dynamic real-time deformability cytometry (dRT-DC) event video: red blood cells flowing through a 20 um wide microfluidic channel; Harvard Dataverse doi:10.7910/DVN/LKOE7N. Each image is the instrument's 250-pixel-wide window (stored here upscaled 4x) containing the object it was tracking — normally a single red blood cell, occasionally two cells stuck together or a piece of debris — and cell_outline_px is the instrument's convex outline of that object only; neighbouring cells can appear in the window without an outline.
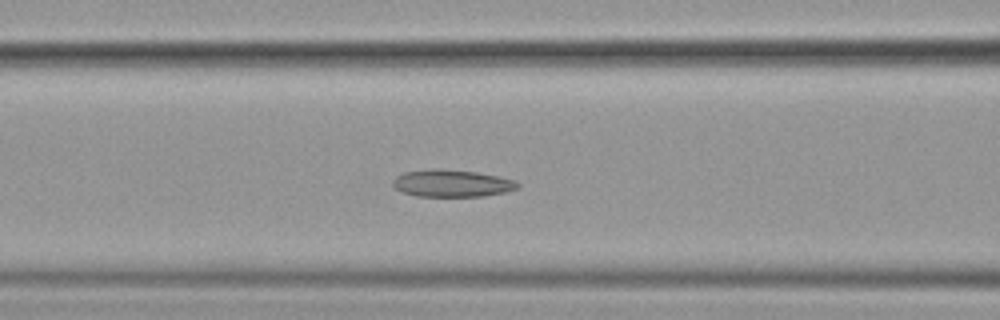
{"species": "common noctule bat (a hibernating species)", "species_latin": "Nyctalus noctula", "temperature_condition": "cold", "stored_images_in_passage": 46, "camera_frame_rate_fps": 3000, "um_per_image_px": 0.085, "animal": {"sex": "female", "body_mass_g": 19.9}, "frame": {"image": 1, "passage_image": 13, "time_ms": 4.0, "image_size_px": [1000, 320], "cell_outline_px": [[520, 184], [516, 188], [504, 192], [484, 196], [416, 196], [400, 192], [392, 184], [392, 180], [396, 176], [404, 172], [436, 168], [476, 172], [516, 180]], "centroid_in_image_um": [38.37, 15.58], "position_along_channel_um": 128.2, "area_um2": 19.71}}
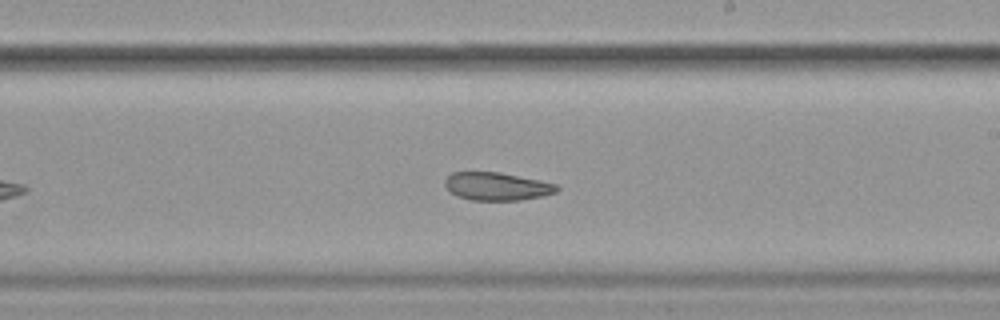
{"frame": {"image": 2, "passage_image": 23, "time_ms": 7.333, "image_size_px": [1000, 320], "cell_outline_px": [[560, 188], [556, 192], [544, 196], [520, 200], [472, 200], [456, 196], [448, 192], [444, 184], [444, 180], [452, 172], [500, 172], [540, 180], [556, 184]], "centroid_in_image_um": [42.21, 15.84], "position_along_channel_um": 246.8, "area_um2": 18.44}}
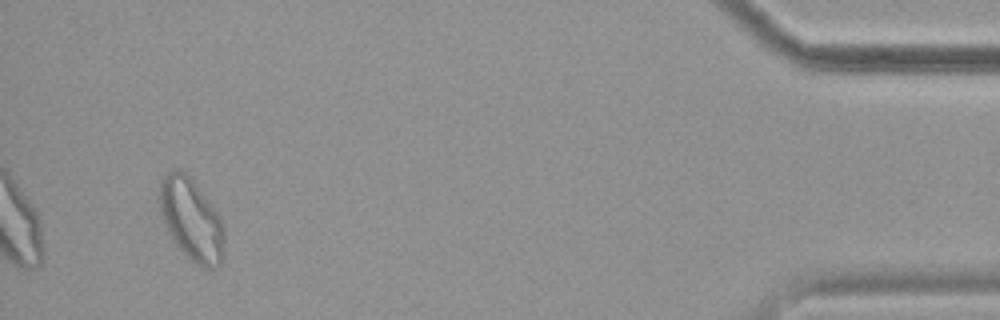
{"frame": {"image": 3, "passage_image": 43, "time_ms": 14.0, "image_size_px": [1000, 320], "cell_outline_px": [[224, 256], [220, 264], [216, 268], [204, 268], [196, 264], [172, 240], [164, 224], [160, 212], [160, 180], [168, 172], [176, 168], [184, 172], [192, 180], [220, 216], [224, 228]], "centroid_in_image_um": [16.28, 18.69], "position_along_channel_um": 418.9, "area_um2": 30.75}, "authors_computed_cell_mechanics": {"area_um2": 20.8947, "velocity_mm_per_s": 3.5697, "shape_relaxation_time_tau1_ms": null, "shape_relaxation_time_tau2_ms": 4.9916, "deformation_change_tau1": null, "deformation_change_tau2": 0.0894}}